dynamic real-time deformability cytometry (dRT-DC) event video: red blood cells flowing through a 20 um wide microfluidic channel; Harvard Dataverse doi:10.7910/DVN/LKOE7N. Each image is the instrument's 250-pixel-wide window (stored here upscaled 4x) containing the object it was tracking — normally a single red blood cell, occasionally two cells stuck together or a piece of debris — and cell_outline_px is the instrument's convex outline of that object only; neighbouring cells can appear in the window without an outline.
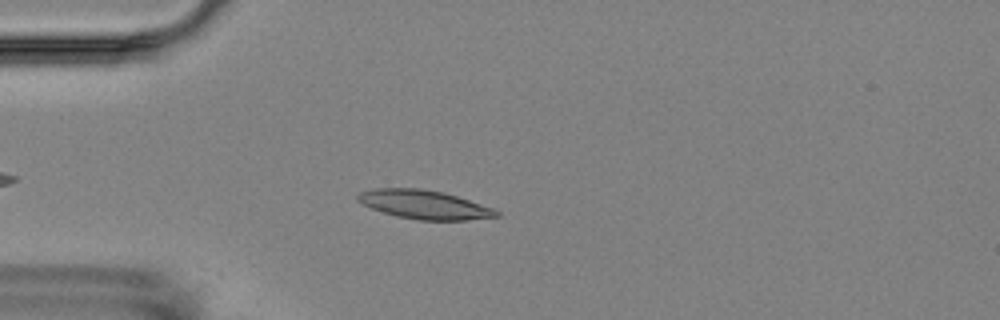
{"species": "Egyptian fruit bat (a non-hibernating species)", "species_latin": "Rousettus aegyptiacus", "temperature_condition": "room temperature", "stored_images_in_passage": 3, "camera_frame_rate_fps": 3000, "um_per_image_px": 0.085, "animal": {"sex": "female"}, "frame": {"image": 1, "passage_image": 3, "time_ms": 3.333, "image_size_px": [1000, 320], "cell_outline_px": [[500, 216], [468, 220], [420, 220], [396, 216], [372, 208], [356, 200], [356, 196], [360, 192], [376, 188], [420, 188], [444, 192], [496, 208], [500, 212]], "centroid_in_image_um": [36.12, 17.39], "position_along_channel_um": 48.9, "area_um2": 23.35}}